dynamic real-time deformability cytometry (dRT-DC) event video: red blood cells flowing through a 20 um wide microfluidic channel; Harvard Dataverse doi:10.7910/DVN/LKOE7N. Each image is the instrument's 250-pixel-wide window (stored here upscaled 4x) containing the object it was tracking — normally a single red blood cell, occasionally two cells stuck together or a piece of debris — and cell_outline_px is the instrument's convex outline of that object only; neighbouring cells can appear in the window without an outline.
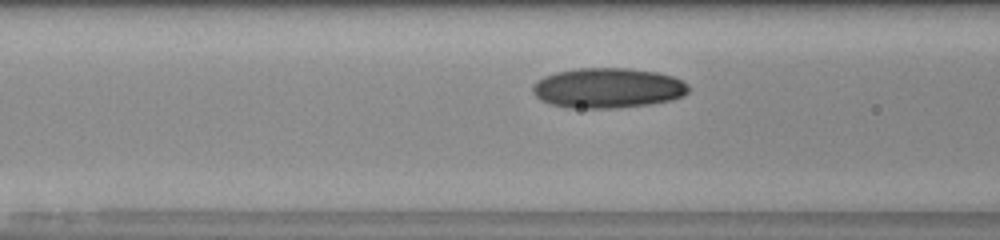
{"species": "human", "species_latin": "Homo sapiens", "temperature_condition": "room temperature", "stored_images_in_passage": 8, "camera_frame_rate_fps": 3000, "um_per_image_px": 0.085, "donor": {"sex": "male"}, "frame": {"image": 1, "passage_image": 6, "time_ms": 1.667, "image_size_px": [1000, 240], "cell_outline_px": [[688, 92], [672, 100], [648, 104], [616, 108], [568, 108], [552, 104], [540, 100], [532, 92], [532, 84], [536, 80], [544, 76], [556, 72], [580, 68], [628, 68], [656, 72], [672, 76], [688, 84]], "centroid_in_image_um": [51.62, 7.48], "position_along_channel_um": 115.0, "area_um2": 36.41}}